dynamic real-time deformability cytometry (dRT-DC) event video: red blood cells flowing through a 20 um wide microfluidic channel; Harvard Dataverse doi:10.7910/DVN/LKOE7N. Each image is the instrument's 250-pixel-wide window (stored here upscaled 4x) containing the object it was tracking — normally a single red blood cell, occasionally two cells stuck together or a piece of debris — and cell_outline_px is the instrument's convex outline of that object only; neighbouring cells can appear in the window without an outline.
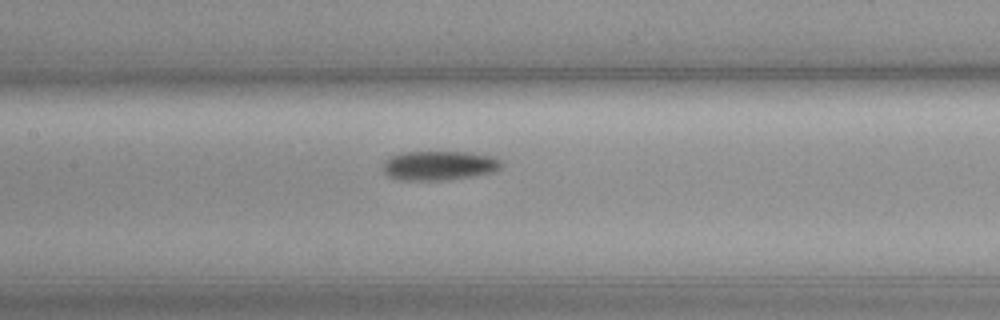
{"species": "common noctule bat (a hibernating species)", "species_latin": "Nyctalus noctula", "temperature_condition": "cold", "stored_images_in_passage": 35, "camera_frame_rate_fps": 3000, "um_per_image_px": 0.085, "animal": {"sex": "female", "body_mass_g": 19.3, "forearm_length_mm": 54.1}, "frame": {"image": 1, "passage_image": 13, "time_ms": 4.0, "image_size_px": [1000, 320], "cell_outline_px": [[500, 168], [496, 172], [448, 180], [400, 180], [388, 176], [384, 172], [384, 160], [400, 152], [472, 152], [492, 156], [500, 160]], "centroid_in_image_um": [37.33, 14.07], "position_along_channel_um": 170.1, "area_um2": 20.35}}
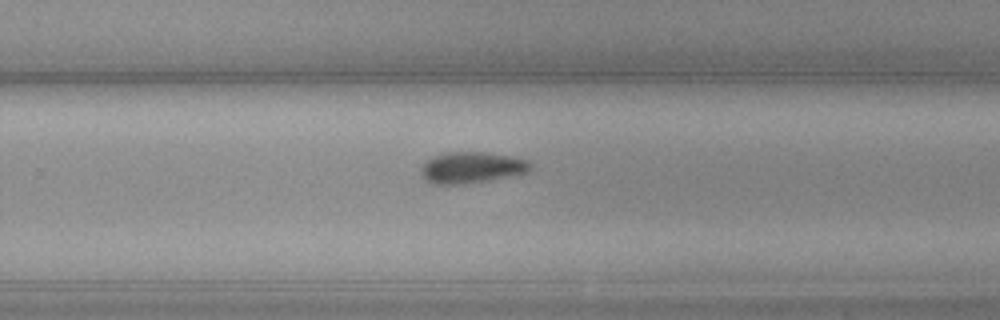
{"frame": {"image": 2, "passage_image": 23, "time_ms": 7.333, "image_size_px": [1000, 320], "cell_outline_px": [[532, 168], [528, 172], [488, 180], [464, 184], [432, 184], [424, 180], [420, 176], [420, 168], [428, 160], [436, 156], [448, 152], [480, 152], [512, 156], [528, 160], [532, 164]], "centroid_in_image_um": [40.07, 14.25], "position_along_channel_um": 289.7, "area_um2": 19.88}}
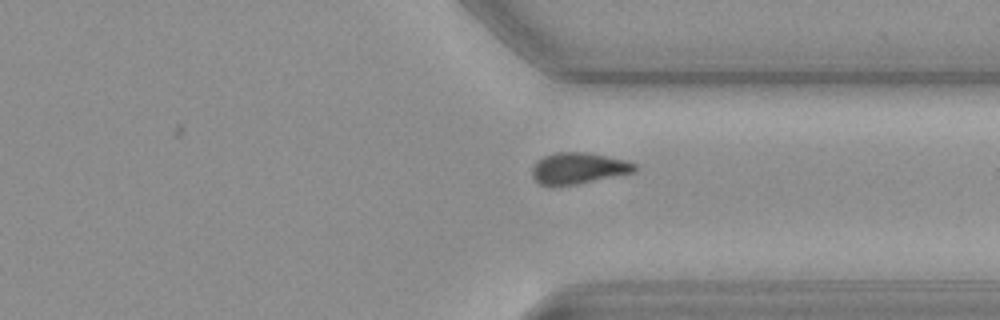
{"frame": {"image": 3, "passage_image": 29, "time_ms": 9.333, "image_size_px": [1000, 320], "cell_outline_px": [[636, 172], [576, 184], [552, 188], [540, 184], [532, 176], [532, 168], [536, 160], [544, 156], [556, 152], [588, 152], [628, 160], [636, 164]], "centroid_in_image_um": [49.15, 14.31], "position_along_channel_um": 362.3, "area_um2": 19.13}, "authors_computed_cell_mechanics": {"area_um2": 19.7676, "velocity_mm_per_s": 3.6051, "shape_relaxation_time_tau1_ms": 11.3169, "shape_relaxation_time_tau2_ms": null, "deformation_change_tau1": 0.2101, "deformation_change_tau2": null}}